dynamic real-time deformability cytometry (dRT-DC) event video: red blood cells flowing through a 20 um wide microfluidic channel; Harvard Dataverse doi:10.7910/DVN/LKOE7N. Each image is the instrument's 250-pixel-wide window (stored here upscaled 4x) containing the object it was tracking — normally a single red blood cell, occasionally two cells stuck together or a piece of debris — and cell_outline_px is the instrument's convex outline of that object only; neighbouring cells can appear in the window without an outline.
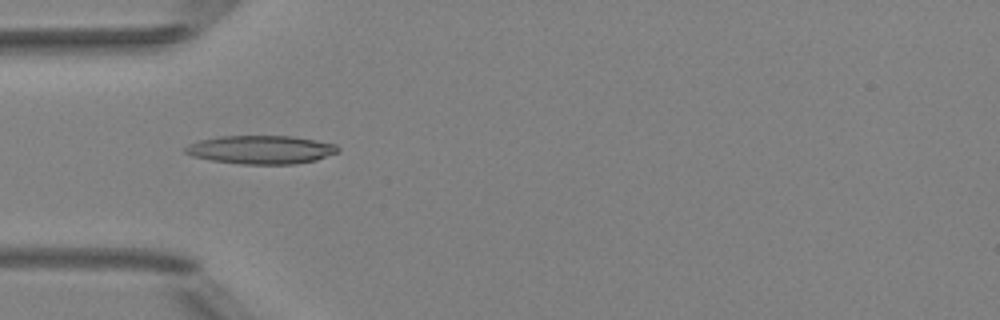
{"species": "Egyptian fruit bat (a non-hibernating species)", "species_latin": "Rousettus aegyptiacus", "temperature_condition": "room temperature", "stored_images_in_passage": 8, "camera_frame_rate_fps": 3000, "um_per_image_px": 0.085, "animal": {"sex": "female"}, "frame": {"image": 1, "passage_image": 5, "time_ms": 4.667, "image_size_px": [1000, 320], "cell_outline_px": [[340, 152], [316, 160], [296, 164], [244, 164], [212, 160], [192, 156], [184, 152], [184, 148], [188, 144], [200, 140], [220, 136], [292, 136], [336, 144], [340, 148]], "centroid_in_image_um": [22.21, 12.72], "position_along_channel_um": 62.8, "area_um2": 25.32}}
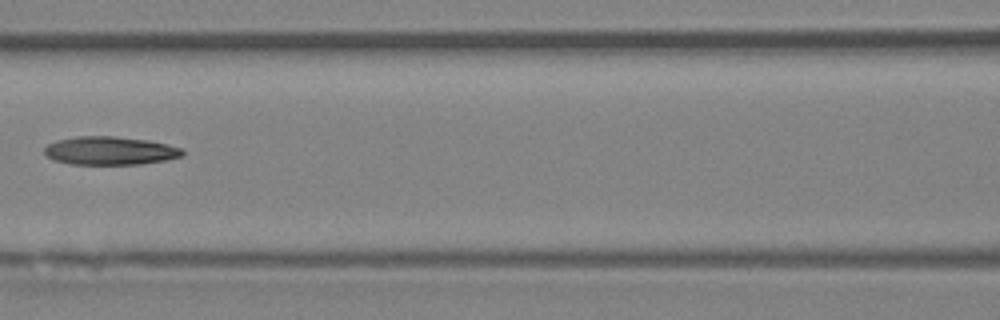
{"frame": {"image": 2, "passage_image": 7, "time_ms": 7.0, "image_size_px": [1000, 320], "cell_outline_px": [[184, 156], [164, 160], [140, 164], [72, 164], [52, 160], [44, 152], [44, 148], [48, 144], [56, 140], [80, 136], [116, 136], [148, 140], [168, 144], [184, 148]], "centroid_in_image_um": [9.38, 12.8], "position_along_channel_um": 157.2, "area_um2": 22.89}}
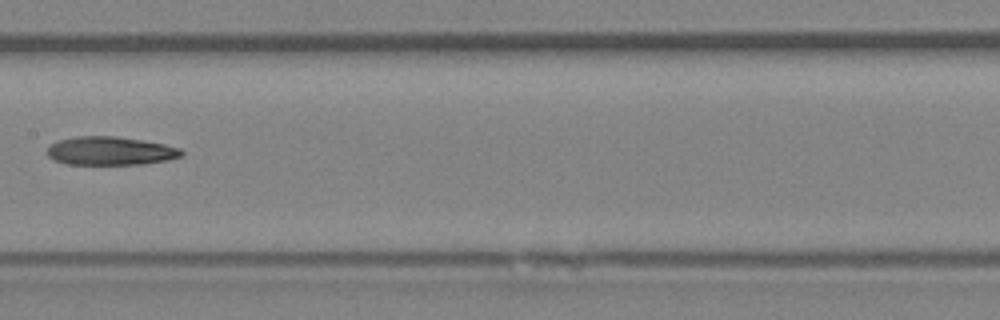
{"frame": {"image": 3, "passage_image": 8, "time_ms": 8.0, "image_size_px": [1000, 320], "cell_outline_px": [[184, 156], [168, 160], [140, 164], [68, 164], [52, 160], [48, 156], [48, 148], [56, 140], [76, 136], [112, 136], [140, 140], [164, 144], [180, 148], [184, 152]], "centroid_in_image_um": [9.38, 12.83], "position_along_channel_um": 198.0, "area_um2": 22.25}}